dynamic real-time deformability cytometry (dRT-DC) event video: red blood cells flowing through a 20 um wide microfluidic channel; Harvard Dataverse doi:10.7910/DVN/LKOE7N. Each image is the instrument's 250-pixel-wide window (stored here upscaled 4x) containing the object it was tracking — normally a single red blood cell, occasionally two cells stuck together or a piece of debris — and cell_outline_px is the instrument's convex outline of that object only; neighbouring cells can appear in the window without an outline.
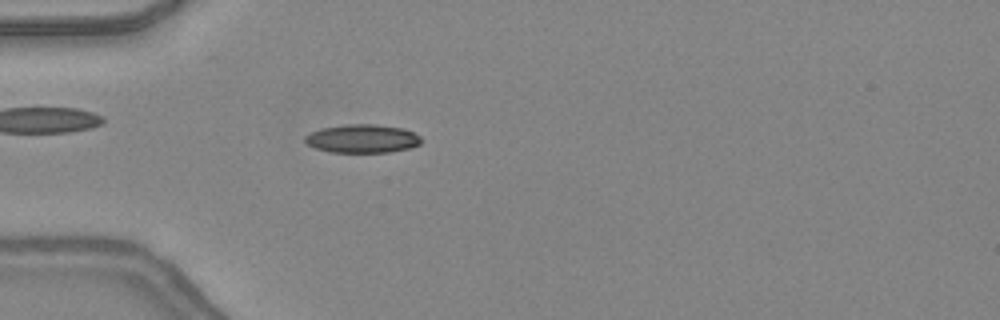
{"species": "common noctule bat (a hibernating species)", "species_latin": "Nyctalus noctula", "temperature_condition": "warm", "stored_images_in_passage": 47, "camera_frame_rate_fps": 3000, "um_per_image_px": 0.085, "animal": {"sex": "female", "body_mass_g": 24.6, "forearm_length_mm": 56.2}, "frame": {"image": 1, "passage_image": 14, "time_ms": 4.333, "image_size_px": [1000, 320], "cell_outline_px": [[420, 144], [408, 148], [388, 152], [332, 152], [316, 148], [308, 144], [304, 140], [304, 136], [320, 128], [348, 124], [376, 124], [404, 128], [420, 136]], "centroid_in_image_um": [30.79, 11.77], "position_along_channel_um": 54.2, "area_um2": 19.13}}
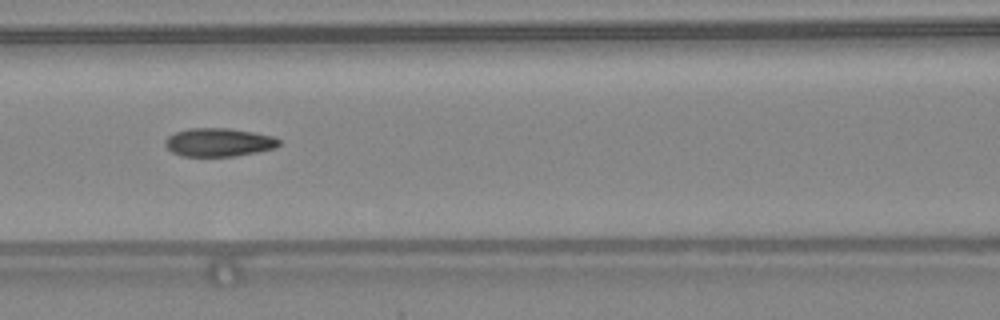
{"frame": {"image": 2, "passage_image": 21, "time_ms": 6.667, "image_size_px": [1000, 320], "cell_outline_px": [[280, 144], [276, 148], [236, 156], [184, 156], [172, 152], [164, 144], [164, 140], [168, 136], [176, 132], [188, 128], [228, 128], [252, 132], [272, 136], [280, 140]], "centroid_in_image_um": [18.58, 12.09], "position_along_channel_um": 148.0, "area_um2": 18.79}}
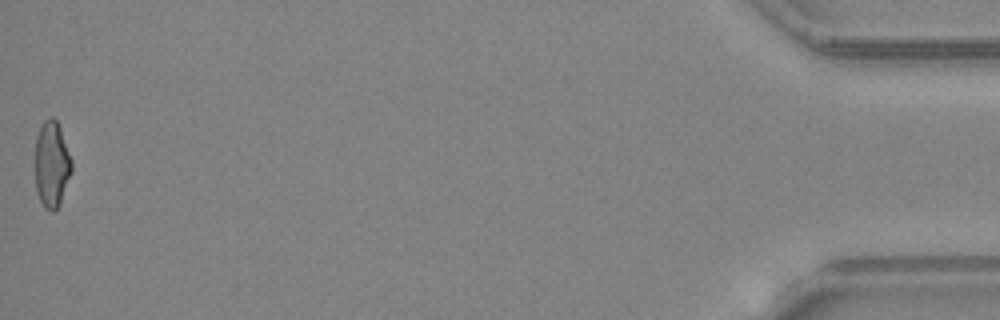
{"frame": {"image": 3, "passage_image": 47, "time_ms": 15.333, "image_size_px": [1000, 320], "cell_outline_px": [[72, 172], [60, 204], [56, 212], [48, 212], [44, 208], [36, 192], [36, 136], [44, 120], [52, 116], [56, 120], [60, 128], [72, 160]], "centroid_in_image_um": [4.41, 14.02], "position_along_channel_um": 430.8, "area_um2": 18.5}, "authors_computed_cell_mechanics": {"area_um2": 18.496, "velocity_mm_per_s": 4.3904, "shape_relaxation_time_tau1_ms": null, "shape_relaxation_time_tau2_ms": 1.7844, "deformation_change_tau1": null, "deformation_change_tau2": 0.0832}}